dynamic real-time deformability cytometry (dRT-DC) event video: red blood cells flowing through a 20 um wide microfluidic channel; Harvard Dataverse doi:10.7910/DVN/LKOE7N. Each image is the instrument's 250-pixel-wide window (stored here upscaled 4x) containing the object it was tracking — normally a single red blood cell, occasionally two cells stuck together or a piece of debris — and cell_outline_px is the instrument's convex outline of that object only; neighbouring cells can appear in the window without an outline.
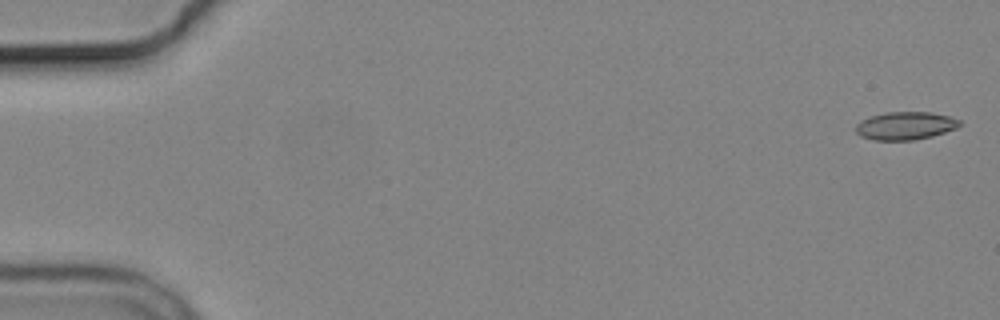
{"species": "common noctule bat (a hibernating species)", "species_latin": "Nyctalus noctula", "temperature_condition": "cold", "stored_images_in_passage": 4, "camera_frame_rate_fps": 3000, "um_per_image_px": 0.085, "animal": {"sex": "male", "body_mass_g": 19.2, "forearm_length_mm": 51.8}, "frame": {"image": 1, "passage_image": 1, "time_ms": 0.0, "image_size_px": [1000, 320], "cell_outline_px": [[960, 124], [956, 128], [932, 136], [916, 140], [872, 140], [860, 136], [856, 132], [856, 124], [860, 120], [884, 112], [928, 112], [948, 116], [960, 120]], "centroid_in_image_um": [76.91, 10.69], "position_along_channel_um": 8.1, "area_um2": 16.88}}